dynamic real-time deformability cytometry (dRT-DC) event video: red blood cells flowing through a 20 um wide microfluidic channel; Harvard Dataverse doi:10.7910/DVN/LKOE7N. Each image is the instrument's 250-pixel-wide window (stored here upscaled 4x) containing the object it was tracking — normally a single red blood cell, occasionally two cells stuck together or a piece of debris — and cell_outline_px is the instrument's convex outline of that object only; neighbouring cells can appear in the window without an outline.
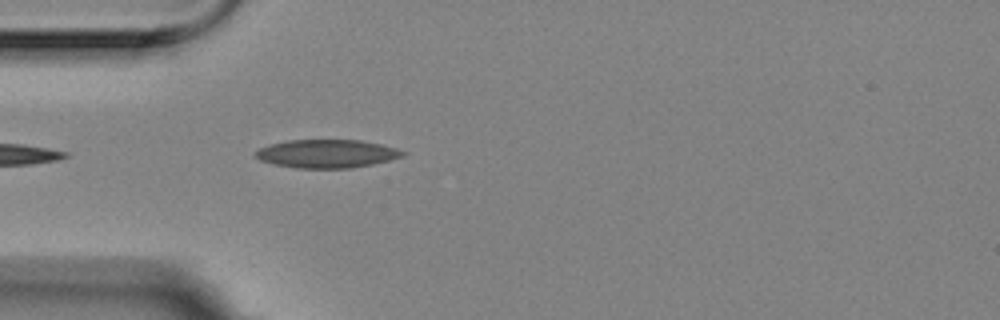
{"species": "Egyptian fruit bat (a non-hibernating species)", "species_latin": "Rousettus aegyptiacus", "temperature_condition": "room temperature", "stored_images_in_passage": 2, "camera_frame_rate_fps": 3000, "um_per_image_px": 0.085, "animal": {"sex": "female"}, "frame": {"image": 1, "passage_image": 2, "time_ms": 0.333, "image_size_px": [1000, 320], "cell_outline_px": [[408, 152], [404, 156], [372, 164], [352, 168], [296, 168], [272, 164], [260, 160], [252, 156], [252, 152], [260, 148], [272, 144], [288, 140], [360, 140], [380, 144], [396, 148]], "centroid_in_image_um": [27.75, 13.07], "position_along_channel_um": 57.3, "area_um2": 24.39}}